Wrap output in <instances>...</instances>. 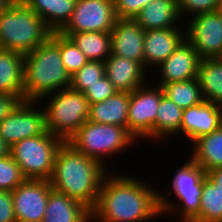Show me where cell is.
I'll use <instances>...</instances> for the list:
<instances>
[{
	"mask_svg": "<svg viewBox=\"0 0 222 222\" xmlns=\"http://www.w3.org/2000/svg\"><path fill=\"white\" fill-rule=\"evenodd\" d=\"M159 216V190L136 177L109 173L91 211V222H151Z\"/></svg>",
	"mask_w": 222,
	"mask_h": 222,
	"instance_id": "1",
	"label": "cell"
},
{
	"mask_svg": "<svg viewBox=\"0 0 222 222\" xmlns=\"http://www.w3.org/2000/svg\"><path fill=\"white\" fill-rule=\"evenodd\" d=\"M98 160L87 157L70 143L63 142L57 150L52 176V189L66 194L90 211L97 203L103 179L110 172Z\"/></svg>",
	"mask_w": 222,
	"mask_h": 222,
	"instance_id": "2",
	"label": "cell"
},
{
	"mask_svg": "<svg viewBox=\"0 0 222 222\" xmlns=\"http://www.w3.org/2000/svg\"><path fill=\"white\" fill-rule=\"evenodd\" d=\"M71 75L60 55V33L28 52L23 58L24 101H41L46 95L70 88Z\"/></svg>",
	"mask_w": 222,
	"mask_h": 222,
	"instance_id": "3",
	"label": "cell"
},
{
	"mask_svg": "<svg viewBox=\"0 0 222 222\" xmlns=\"http://www.w3.org/2000/svg\"><path fill=\"white\" fill-rule=\"evenodd\" d=\"M53 31L22 0H13L0 13V48L22 55L47 41Z\"/></svg>",
	"mask_w": 222,
	"mask_h": 222,
	"instance_id": "4",
	"label": "cell"
},
{
	"mask_svg": "<svg viewBox=\"0 0 222 222\" xmlns=\"http://www.w3.org/2000/svg\"><path fill=\"white\" fill-rule=\"evenodd\" d=\"M137 141L125 127L87 120L67 142L106 166L105 158L129 150Z\"/></svg>",
	"mask_w": 222,
	"mask_h": 222,
	"instance_id": "5",
	"label": "cell"
},
{
	"mask_svg": "<svg viewBox=\"0 0 222 222\" xmlns=\"http://www.w3.org/2000/svg\"><path fill=\"white\" fill-rule=\"evenodd\" d=\"M46 96L52 98L43 108L46 130L67 142L88 120L90 104L83 93L72 88Z\"/></svg>",
	"mask_w": 222,
	"mask_h": 222,
	"instance_id": "6",
	"label": "cell"
},
{
	"mask_svg": "<svg viewBox=\"0 0 222 222\" xmlns=\"http://www.w3.org/2000/svg\"><path fill=\"white\" fill-rule=\"evenodd\" d=\"M205 174L206 172L191 159L184 162L172 177L171 185L169 183L167 187H172L173 190L170 192L173 191L172 194L176 196L179 203L178 205L174 204L170 198L168 199L159 192L161 215H171L173 211L177 215L179 212L181 222H194L199 217L203 176ZM178 209L179 211H177Z\"/></svg>",
	"mask_w": 222,
	"mask_h": 222,
	"instance_id": "7",
	"label": "cell"
},
{
	"mask_svg": "<svg viewBox=\"0 0 222 222\" xmlns=\"http://www.w3.org/2000/svg\"><path fill=\"white\" fill-rule=\"evenodd\" d=\"M64 141L46 130L10 147V155L25 179L50 180L57 150Z\"/></svg>",
	"mask_w": 222,
	"mask_h": 222,
	"instance_id": "8",
	"label": "cell"
},
{
	"mask_svg": "<svg viewBox=\"0 0 222 222\" xmlns=\"http://www.w3.org/2000/svg\"><path fill=\"white\" fill-rule=\"evenodd\" d=\"M145 85L130 92L127 130L136 139L154 140V123L164 93L159 85H155V88Z\"/></svg>",
	"mask_w": 222,
	"mask_h": 222,
	"instance_id": "9",
	"label": "cell"
},
{
	"mask_svg": "<svg viewBox=\"0 0 222 222\" xmlns=\"http://www.w3.org/2000/svg\"><path fill=\"white\" fill-rule=\"evenodd\" d=\"M36 106L38 101H22L0 122V136L9 147L46 131L43 105Z\"/></svg>",
	"mask_w": 222,
	"mask_h": 222,
	"instance_id": "10",
	"label": "cell"
},
{
	"mask_svg": "<svg viewBox=\"0 0 222 222\" xmlns=\"http://www.w3.org/2000/svg\"><path fill=\"white\" fill-rule=\"evenodd\" d=\"M116 19L113 0H76L69 21L59 33L111 32Z\"/></svg>",
	"mask_w": 222,
	"mask_h": 222,
	"instance_id": "11",
	"label": "cell"
},
{
	"mask_svg": "<svg viewBox=\"0 0 222 222\" xmlns=\"http://www.w3.org/2000/svg\"><path fill=\"white\" fill-rule=\"evenodd\" d=\"M190 21L185 22V38L198 52L199 58L222 57V26L218 14L201 13L190 17Z\"/></svg>",
	"mask_w": 222,
	"mask_h": 222,
	"instance_id": "12",
	"label": "cell"
},
{
	"mask_svg": "<svg viewBox=\"0 0 222 222\" xmlns=\"http://www.w3.org/2000/svg\"><path fill=\"white\" fill-rule=\"evenodd\" d=\"M52 186L48 180L25 179L12 192L17 222H42Z\"/></svg>",
	"mask_w": 222,
	"mask_h": 222,
	"instance_id": "13",
	"label": "cell"
},
{
	"mask_svg": "<svg viewBox=\"0 0 222 222\" xmlns=\"http://www.w3.org/2000/svg\"><path fill=\"white\" fill-rule=\"evenodd\" d=\"M111 34V54L138 62L144 68L145 30L134 19L117 18Z\"/></svg>",
	"mask_w": 222,
	"mask_h": 222,
	"instance_id": "14",
	"label": "cell"
},
{
	"mask_svg": "<svg viewBox=\"0 0 222 222\" xmlns=\"http://www.w3.org/2000/svg\"><path fill=\"white\" fill-rule=\"evenodd\" d=\"M222 125V106L209 101H203L195 106L186 108L182 114L181 134L188 141L208 135Z\"/></svg>",
	"mask_w": 222,
	"mask_h": 222,
	"instance_id": "15",
	"label": "cell"
},
{
	"mask_svg": "<svg viewBox=\"0 0 222 222\" xmlns=\"http://www.w3.org/2000/svg\"><path fill=\"white\" fill-rule=\"evenodd\" d=\"M200 60L198 52L185 38L174 52L157 66L162 72L160 73L162 80L160 79L161 82L158 81L157 85L162 86L163 84L197 78Z\"/></svg>",
	"mask_w": 222,
	"mask_h": 222,
	"instance_id": "16",
	"label": "cell"
},
{
	"mask_svg": "<svg viewBox=\"0 0 222 222\" xmlns=\"http://www.w3.org/2000/svg\"><path fill=\"white\" fill-rule=\"evenodd\" d=\"M184 28L154 29L144 35V69L159 66L185 39Z\"/></svg>",
	"mask_w": 222,
	"mask_h": 222,
	"instance_id": "17",
	"label": "cell"
},
{
	"mask_svg": "<svg viewBox=\"0 0 222 222\" xmlns=\"http://www.w3.org/2000/svg\"><path fill=\"white\" fill-rule=\"evenodd\" d=\"M104 63L105 75L118 91L132 92L144 84L149 85L145 80L148 69L138 62L111 54Z\"/></svg>",
	"mask_w": 222,
	"mask_h": 222,
	"instance_id": "18",
	"label": "cell"
},
{
	"mask_svg": "<svg viewBox=\"0 0 222 222\" xmlns=\"http://www.w3.org/2000/svg\"><path fill=\"white\" fill-rule=\"evenodd\" d=\"M181 18L176 0H153L141 9L134 20L147 31L182 28L183 26L179 27Z\"/></svg>",
	"mask_w": 222,
	"mask_h": 222,
	"instance_id": "19",
	"label": "cell"
},
{
	"mask_svg": "<svg viewBox=\"0 0 222 222\" xmlns=\"http://www.w3.org/2000/svg\"><path fill=\"white\" fill-rule=\"evenodd\" d=\"M42 222H91V211L66 194L52 189Z\"/></svg>",
	"mask_w": 222,
	"mask_h": 222,
	"instance_id": "20",
	"label": "cell"
},
{
	"mask_svg": "<svg viewBox=\"0 0 222 222\" xmlns=\"http://www.w3.org/2000/svg\"><path fill=\"white\" fill-rule=\"evenodd\" d=\"M129 102L130 92L118 91L106 100L91 104L88 120L127 129Z\"/></svg>",
	"mask_w": 222,
	"mask_h": 222,
	"instance_id": "21",
	"label": "cell"
},
{
	"mask_svg": "<svg viewBox=\"0 0 222 222\" xmlns=\"http://www.w3.org/2000/svg\"><path fill=\"white\" fill-rule=\"evenodd\" d=\"M24 55L0 48V94L24 96Z\"/></svg>",
	"mask_w": 222,
	"mask_h": 222,
	"instance_id": "22",
	"label": "cell"
},
{
	"mask_svg": "<svg viewBox=\"0 0 222 222\" xmlns=\"http://www.w3.org/2000/svg\"><path fill=\"white\" fill-rule=\"evenodd\" d=\"M53 32H59L69 21L76 0H22Z\"/></svg>",
	"mask_w": 222,
	"mask_h": 222,
	"instance_id": "23",
	"label": "cell"
},
{
	"mask_svg": "<svg viewBox=\"0 0 222 222\" xmlns=\"http://www.w3.org/2000/svg\"><path fill=\"white\" fill-rule=\"evenodd\" d=\"M190 158L206 173L222 167V125L214 132L196 139Z\"/></svg>",
	"mask_w": 222,
	"mask_h": 222,
	"instance_id": "24",
	"label": "cell"
},
{
	"mask_svg": "<svg viewBox=\"0 0 222 222\" xmlns=\"http://www.w3.org/2000/svg\"><path fill=\"white\" fill-rule=\"evenodd\" d=\"M197 80L204 100L222 106V57L200 60Z\"/></svg>",
	"mask_w": 222,
	"mask_h": 222,
	"instance_id": "25",
	"label": "cell"
},
{
	"mask_svg": "<svg viewBox=\"0 0 222 222\" xmlns=\"http://www.w3.org/2000/svg\"><path fill=\"white\" fill-rule=\"evenodd\" d=\"M68 37L87 57L89 61L105 60L111 55V34L110 32H79L60 33Z\"/></svg>",
	"mask_w": 222,
	"mask_h": 222,
	"instance_id": "26",
	"label": "cell"
},
{
	"mask_svg": "<svg viewBox=\"0 0 222 222\" xmlns=\"http://www.w3.org/2000/svg\"><path fill=\"white\" fill-rule=\"evenodd\" d=\"M182 114L183 109L163 94L154 123V141L181 134Z\"/></svg>",
	"mask_w": 222,
	"mask_h": 222,
	"instance_id": "27",
	"label": "cell"
},
{
	"mask_svg": "<svg viewBox=\"0 0 222 222\" xmlns=\"http://www.w3.org/2000/svg\"><path fill=\"white\" fill-rule=\"evenodd\" d=\"M161 87L164 95L183 110L204 101L197 78L163 84Z\"/></svg>",
	"mask_w": 222,
	"mask_h": 222,
	"instance_id": "28",
	"label": "cell"
},
{
	"mask_svg": "<svg viewBox=\"0 0 222 222\" xmlns=\"http://www.w3.org/2000/svg\"><path fill=\"white\" fill-rule=\"evenodd\" d=\"M194 222H222V190L203 176L199 217Z\"/></svg>",
	"mask_w": 222,
	"mask_h": 222,
	"instance_id": "29",
	"label": "cell"
},
{
	"mask_svg": "<svg viewBox=\"0 0 222 222\" xmlns=\"http://www.w3.org/2000/svg\"><path fill=\"white\" fill-rule=\"evenodd\" d=\"M105 75V63L88 61L71 76L70 88L83 93L89 86Z\"/></svg>",
	"mask_w": 222,
	"mask_h": 222,
	"instance_id": "30",
	"label": "cell"
},
{
	"mask_svg": "<svg viewBox=\"0 0 222 222\" xmlns=\"http://www.w3.org/2000/svg\"><path fill=\"white\" fill-rule=\"evenodd\" d=\"M60 55L64 68L71 76L89 61L82 51L62 34H60Z\"/></svg>",
	"mask_w": 222,
	"mask_h": 222,
	"instance_id": "31",
	"label": "cell"
},
{
	"mask_svg": "<svg viewBox=\"0 0 222 222\" xmlns=\"http://www.w3.org/2000/svg\"><path fill=\"white\" fill-rule=\"evenodd\" d=\"M24 180L20 167L11 155L0 158V190L12 192Z\"/></svg>",
	"mask_w": 222,
	"mask_h": 222,
	"instance_id": "32",
	"label": "cell"
},
{
	"mask_svg": "<svg viewBox=\"0 0 222 222\" xmlns=\"http://www.w3.org/2000/svg\"><path fill=\"white\" fill-rule=\"evenodd\" d=\"M182 20L201 13H211L221 5L222 0H176Z\"/></svg>",
	"mask_w": 222,
	"mask_h": 222,
	"instance_id": "33",
	"label": "cell"
},
{
	"mask_svg": "<svg viewBox=\"0 0 222 222\" xmlns=\"http://www.w3.org/2000/svg\"><path fill=\"white\" fill-rule=\"evenodd\" d=\"M117 92L118 90L108 80L106 75H104L93 85L89 86L83 94L91 105L106 100Z\"/></svg>",
	"mask_w": 222,
	"mask_h": 222,
	"instance_id": "34",
	"label": "cell"
},
{
	"mask_svg": "<svg viewBox=\"0 0 222 222\" xmlns=\"http://www.w3.org/2000/svg\"><path fill=\"white\" fill-rule=\"evenodd\" d=\"M153 0H113L117 18L135 19L148 3Z\"/></svg>",
	"mask_w": 222,
	"mask_h": 222,
	"instance_id": "35",
	"label": "cell"
},
{
	"mask_svg": "<svg viewBox=\"0 0 222 222\" xmlns=\"http://www.w3.org/2000/svg\"><path fill=\"white\" fill-rule=\"evenodd\" d=\"M0 222H17L11 191L0 190Z\"/></svg>",
	"mask_w": 222,
	"mask_h": 222,
	"instance_id": "36",
	"label": "cell"
},
{
	"mask_svg": "<svg viewBox=\"0 0 222 222\" xmlns=\"http://www.w3.org/2000/svg\"><path fill=\"white\" fill-rule=\"evenodd\" d=\"M22 101H24V96L0 94V122L7 117Z\"/></svg>",
	"mask_w": 222,
	"mask_h": 222,
	"instance_id": "37",
	"label": "cell"
},
{
	"mask_svg": "<svg viewBox=\"0 0 222 222\" xmlns=\"http://www.w3.org/2000/svg\"><path fill=\"white\" fill-rule=\"evenodd\" d=\"M206 177L213 183L214 187L222 190V167L208 171Z\"/></svg>",
	"mask_w": 222,
	"mask_h": 222,
	"instance_id": "38",
	"label": "cell"
},
{
	"mask_svg": "<svg viewBox=\"0 0 222 222\" xmlns=\"http://www.w3.org/2000/svg\"><path fill=\"white\" fill-rule=\"evenodd\" d=\"M10 155V147L5 143V141L0 136V158Z\"/></svg>",
	"mask_w": 222,
	"mask_h": 222,
	"instance_id": "39",
	"label": "cell"
},
{
	"mask_svg": "<svg viewBox=\"0 0 222 222\" xmlns=\"http://www.w3.org/2000/svg\"><path fill=\"white\" fill-rule=\"evenodd\" d=\"M13 0H0V13L4 11Z\"/></svg>",
	"mask_w": 222,
	"mask_h": 222,
	"instance_id": "40",
	"label": "cell"
},
{
	"mask_svg": "<svg viewBox=\"0 0 222 222\" xmlns=\"http://www.w3.org/2000/svg\"><path fill=\"white\" fill-rule=\"evenodd\" d=\"M215 12L218 14L220 21H221V26H222V3L221 5L215 10Z\"/></svg>",
	"mask_w": 222,
	"mask_h": 222,
	"instance_id": "41",
	"label": "cell"
}]
</instances>
